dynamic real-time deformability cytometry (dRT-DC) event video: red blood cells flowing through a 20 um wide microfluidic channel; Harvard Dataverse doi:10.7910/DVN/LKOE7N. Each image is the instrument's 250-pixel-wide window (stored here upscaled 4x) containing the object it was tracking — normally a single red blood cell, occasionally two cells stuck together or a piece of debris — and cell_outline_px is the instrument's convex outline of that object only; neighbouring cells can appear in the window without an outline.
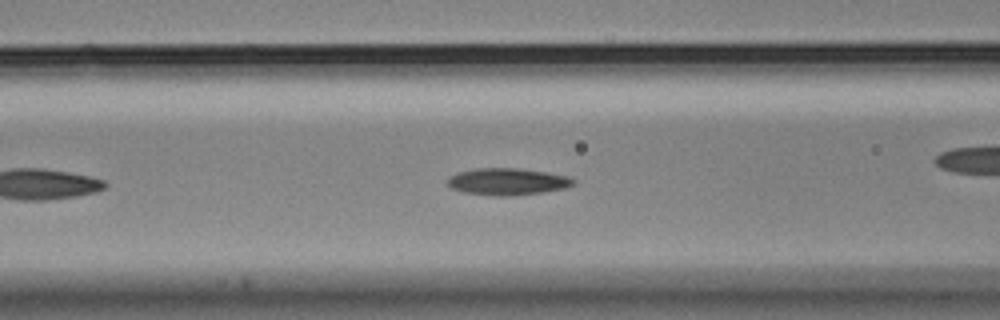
{"species": "Egyptian fruit bat (a non-hibernating species)", "species_latin": "Rousettus aegyptiacus", "temperature_condition": "cold", "stored_images_in_passage": 19, "camera_frame_rate_fps": 3000, "um_per_image_px": 0.085, "animal": {"sex": "male"}, "frame": {"image": 1, "passage_image": 11, "time_ms": 3.333, "image_size_px": [1000, 320], "cell_outline_px": [[576, 184], [564, 188], [544, 192], [516, 196], [496, 196], [464, 192], [452, 188], [448, 184], [448, 176], [456, 172], [476, 168], [516, 168], [544, 172], [568, 176], [576, 180]], "centroid_in_image_um": [43.14, 15.44], "position_along_channel_um": 123.5, "area_um2": 19.83}}